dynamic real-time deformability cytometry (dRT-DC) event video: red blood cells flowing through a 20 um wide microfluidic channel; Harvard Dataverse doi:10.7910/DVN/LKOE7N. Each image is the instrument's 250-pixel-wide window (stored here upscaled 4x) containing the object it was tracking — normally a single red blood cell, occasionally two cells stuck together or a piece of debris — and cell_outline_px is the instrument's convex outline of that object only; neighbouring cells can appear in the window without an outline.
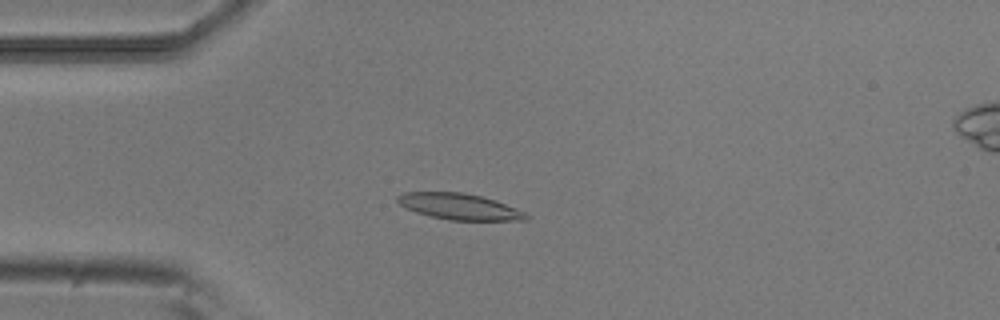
{"species": "common noctule bat (a hibernating species)", "species_latin": "Nyctalus noctula", "temperature_condition": "room temperature", "stored_images_in_passage": 53, "camera_frame_rate_fps": 3000, "um_per_image_px": 0.085, "animal": {"sex": "male", "body_mass_g": 20.5, "forearm_length_mm": 52.5}, "frame": {"image": 1, "passage_image": 14, "time_ms": 4.333, "image_size_px": [1000, 320], "cell_outline_px": [[528, 220], [448, 220], [416, 212], [400, 204], [396, 200], [396, 196], [404, 192], [464, 192], [496, 200], [516, 208], [524, 212], [528, 216]], "centroid_in_image_um": [39.04, 17.55], "position_along_channel_um": 46.0, "area_um2": 19.42}}
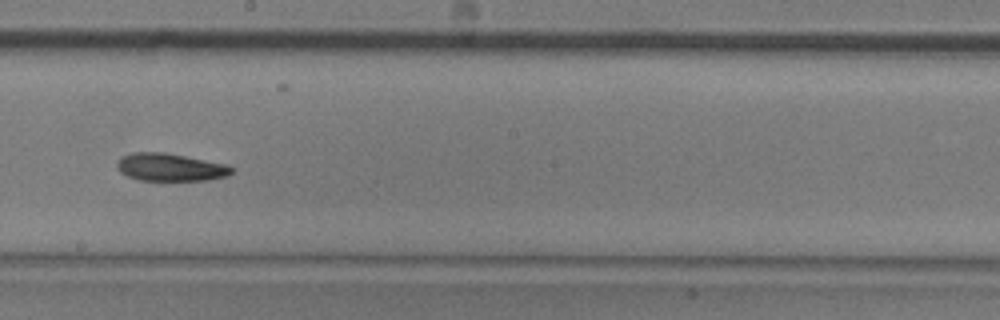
{"frame": {"image": 2, "passage_image": 30, "time_ms": 9.667, "image_size_px": [1000, 320], "cell_outline_px": [[232, 172], [228, 176], [208, 180], [140, 180], [128, 176], [120, 172], [116, 168], [116, 164], [124, 156], [132, 152], [164, 152], [228, 164], [232, 168]], "centroid_in_image_um": [14.49, 14.21], "position_along_channel_um": 233.7, "area_um2": 18.44}}
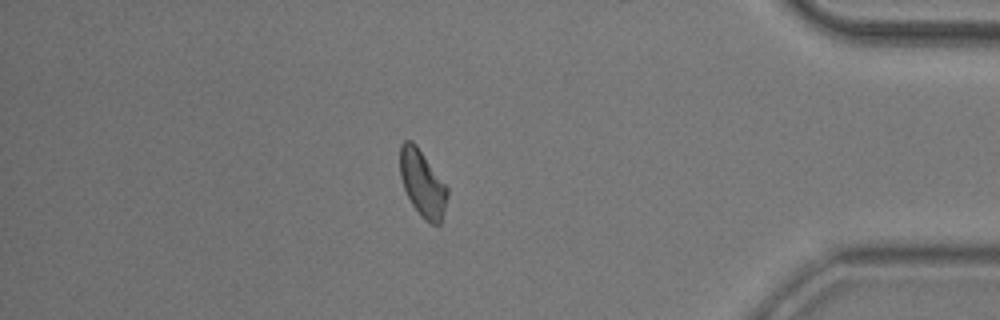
{"frame": {"image": 3, "passage_image": 46, "time_ms": 15.0, "image_size_px": [1000, 320], "cell_outline_px": [[448, 192], [444, 212], [440, 224], [432, 224], [412, 204], [404, 188], [400, 176], [400, 144], [404, 140], [412, 140], [416, 144], [448, 188]], "centroid_in_image_um": [35.9, 15.53], "position_along_channel_um": 399.3, "area_um2": 17.92}, "authors_computed_cell_mechanics": {"area_um2": 18.7272, "velocity_mm_per_s": 3.8087, "shape_relaxation_time_tau1_ms": 6.1539, "shape_relaxation_time_tau2_ms": 4.6276, "deformation_change_tau1": 0.1398, "deformation_change_tau2": 0.1076}}